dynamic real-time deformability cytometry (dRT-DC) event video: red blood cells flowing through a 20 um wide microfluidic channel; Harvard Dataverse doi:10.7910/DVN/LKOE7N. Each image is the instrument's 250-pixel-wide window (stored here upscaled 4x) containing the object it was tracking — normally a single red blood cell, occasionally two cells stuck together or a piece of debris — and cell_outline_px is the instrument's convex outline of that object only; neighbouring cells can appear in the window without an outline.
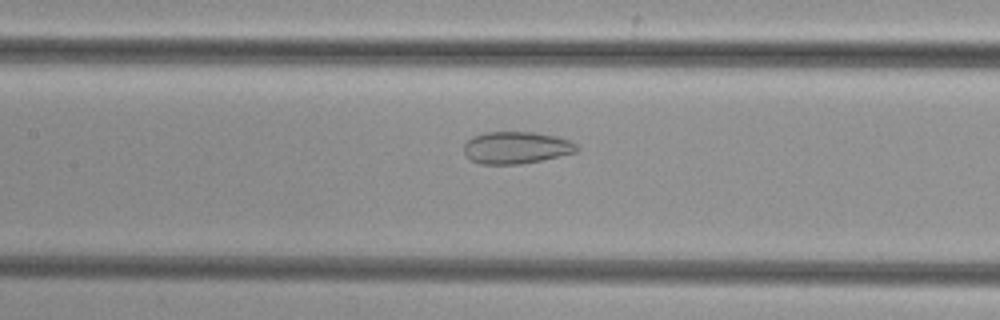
{"species": "common noctule bat (a hibernating species)", "species_latin": "Nyctalus noctula", "temperature_condition": "cold", "stored_images_in_passage": 34, "camera_frame_rate_fps": 3000, "um_per_image_px": 0.085, "animal": {"sex": "female", "body_mass_g": 29.2, "forearm_length_mm": 56.3}, "frame": {"image": 1, "passage_image": 12, "time_ms": 3.667, "image_size_px": [1000, 320], "cell_outline_px": [[580, 148], [576, 152], [540, 160], [520, 164], [480, 164], [472, 160], [464, 152], [464, 144], [472, 136], [484, 132], [536, 132], [556, 136], [568, 140], [576, 144]], "centroid_in_image_um": [43.87, 12.54], "position_along_channel_um": 163.5, "area_um2": 21.04}}
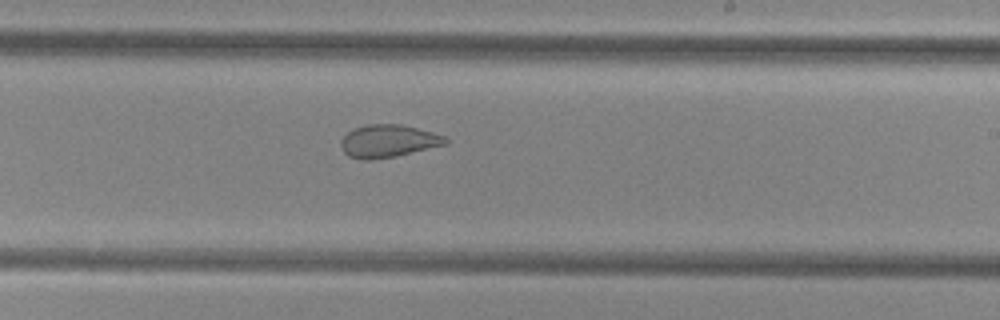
{"frame": {"image": 2, "passage_image": 19, "time_ms": 6.0, "image_size_px": [1000, 320], "cell_outline_px": [[448, 144], [396, 156], [368, 160], [360, 160], [348, 156], [340, 148], [340, 140], [352, 128], [368, 124], [400, 124], [432, 132], [444, 136], [448, 140]], "centroid_in_image_um": [32.96, 11.99], "position_along_channel_um": 256.0, "area_um2": 20.0}}
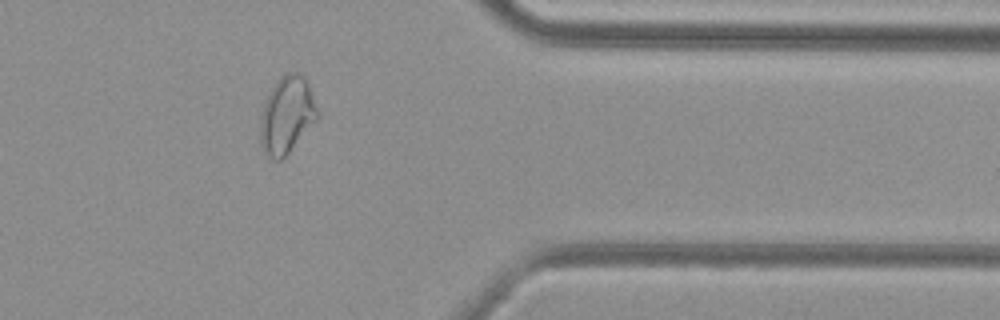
{"frame": {"image": 3, "passage_image": 30, "time_ms": 9.667, "image_size_px": [1000, 320], "cell_outline_px": [[320, 116], [288, 152], [280, 160], [272, 160], [268, 156], [260, 144], [260, 116], [264, 104], [276, 80], [280, 76], [288, 72], [296, 72], [304, 76], [308, 84], [320, 112]], "centroid_in_image_um": [24.39, 9.76], "position_along_channel_um": 387.0, "area_um2": 25.55}}